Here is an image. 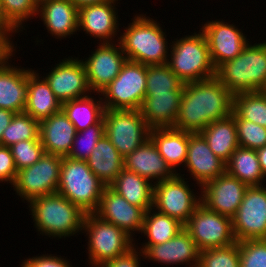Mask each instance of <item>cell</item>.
<instances>
[{
    "mask_svg": "<svg viewBox=\"0 0 266 267\" xmlns=\"http://www.w3.org/2000/svg\"><path fill=\"white\" fill-rule=\"evenodd\" d=\"M240 267H266V239L239 242Z\"/></svg>",
    "mask_w": 266,
    "mask_h": 267,
    "instance_id": "7bdbcfd3",
    "label": "cell"
},
{
    "mask_svg": "<svg viewBox=\"0 0 266 267\" xmlns=\"http://www.w3.org/2000/svg\"><path fill=\"white\" fill-rule=\"evenodd\" d=\"M200 30L203 32L211 60L215 68L223 62L234 59L249 44L243 31L236 25L220 21H207Z\"/></svg>",
    "mask_w": 266,
    "mask_h": 267,
    "instance_id": "2e32d148",
    "label": "cell"
},
{
    "mask_svg": "<svg viewBox=\"0 0 266 267\" xmlns=\"http://www.w3.org/2000/svg\"><path fill=\"white\" fill-rule=\"evenodd\" d=\"M21 267H72L69 261L66 260V257H58L53 254H43L40 256H33L31 258L25 259L21 265Z\"/></svg>",
    "mask_w": 266,
    "mask_h": 267,
    "instance_id": "f6af8a7d",
    "label": "cell"
},
{
    "mask_svg": "<svg viewBox=\"0 0 266 267\" xmlns=\"http://www.w3.org/2000/svg\"><path fill=\"white\" fill-rule=\"evenodd\" d=\"M105 135L125 158L150 138V128L139 110L105 109Z\"/></svg>",
    "mask_w": 266,
    "mask_h": 267,
    "instance_id": "9c48e42d",
    "label": "cell"
},
{
    "mask_svg": "<svg viewBox=\"0 0 266 267\" xmlns=\"http://www.w3.org/2000/svg\"><path fill=\"white\" fill-rule=\"evenodd\" d=\"M146 78L145 64L127 60L118 76L99 93L104 109L139 110L146 94Z\"/></svg>",
    "mask_w": 266,
    "mask_h": 267,
    "instance_id": "ba28073f",
    "label": "cell"
},
{
    "mask_svg": "<svg viewBox=\"0 0 266 267\" xmlns=\"http://www.w3.org/2000/svg\"><path fill=\"white\" fill-rule=\"evenodd\" d=\"M95 214L102 220L120 227L133 238L134 233L140 234L142 231L145 212L130 204L110 186H106Z\"/></svg>",
    "mask_w": 266,
    "mask_h": 267,
    "instance_id": "ac0fdd59",
    "label": "cell"
},
{
    "mask_svg": "<svg viewBox=\"0 0 266 267\" xmlns=\"http://www.w3.org/2000/svg\"><path fill=\"white\" fill-rule=\"evenodd\" d=\"M256 152L259 158L261 170L264 173V176L266 177V145L260 149H257Z\"/></svg>",
    "mask_w": 266,
    "mask_h": 267,
    "instance_id": "681fc988",
    "label": "cell"
},
{
    "mask_svg": "<svg viewBox=\"0 0 266 267\" xmlns=\"http://www.w3.org/2000/svg\"><path fill=\"white\" fill-rule=\"evenodd\" d=\"M150 138L171 169L178 173L176 168L185 165L188 151V132L175 128L150 129Z\"/></svg>",
    "mask_w": 266,
    "mask_h": 267,
    "instance_id": "f546056e",
    "label": "cell"
},
{
    "mask_svg": "<svg viewBox=\"0 0 266 267\" xmlns=\"http://www.w3.org/2000/svg\"><path fill=\"white\" fill-rule=\"evenodd\" d=\"M54 66L51 72L43 77L61 103L93 94L82 59L71 56Z\"/></svg>",
    "mask_w": 266,
    "mask_h": 267,
    "instance_id": "9a60e30c",
    "label": "cell"
},
{
    "mask_svg": "<svg viewBox=\"0 0 266 267\" xmlns=\"http://www.w3.org/2000/svg\"><path fill=\"white\" fill-rule=\"evenodd\" d=\"M233 112V94L214 76L184 83L174 128L200 133L209 123Z\"/></svg>",
    "mask_w": 266,
    "mask_h": 267,
    "instance_id": "6da1fadb",
    "label": "cell"
},
{
    "mask_svg": "<svg viewBox=\"0 0 266 267\" xmlns=\"http://www.w3.org/2000/svg\"><path fill=\"white\" fill-rule=\"evenodd\" d=\"M118 0H110L100 4L86 5L79 8L78 30H83L91 37L103 42H114L119 32L118 11L115 4ZM100 39V40H99Z\"/></svg>",
    "mask_w": 266,
    "mask_h": 267,
    "instance_id": "44dd1931",
    "label": "cell"
},
{
    "mask_svg": "<svg viewBox=\"0 0 266 267\" xmlns=\"http://www.w3.org/2000/svg\"><path fill=\"white\" fill-rule=\"evenodd\" d=\"M183 91L146 93L139 109L150 129L174 128Z\"/></svg>",
    "mask_w": 266,
    "mask_h": 267,
    "instance_id": "484cf974",
    "label": "cell"
},
{
    "mask_svg": "<svg viewBox=\"0 0 266 267\" xmlns=\"http://www.w3.org/2000/svg\"><path fill=\"white\" fill-rule=\"evenodd\" d=\"M110 187L144 212L153 208L154 183L137 173L123 169Z\"/></svg>",
    "mask_w": 266,
    "mask_h": 267,
    "instance_id": "4dcf8cb0",
    "label": "cell"
},
{
    "mask_svg": "<svg viewBox=\"0 0 266 267\" xmlns=\"http://www.w3.org/2000/svg\"><path fill=\"white\" fill-rule=\"evenodd\" d=\"M198 267H240L239 242L201 250Z\"/></svg>",
    "mask_w": 266,
    "mask_h": 267,
    "instance_id": "ab89813d",
    "label": "cell"
},
{
    "mask_svg": "<svg viewBox=\"0 0 266 267\" xmlns=\"http://www.w3.org/2000/svg\"><path fill=\"white\" fill-rule=\"evenodd\" d=\"M183 229L184 225L178 220L150 208L145 212L143 218L141 233H144L143 235L147 236L148 239V242H144L143 245H157L167 242Z\"/></svg>",
    "mask_w": 266,
    "mask_h": 267,
    "instance_id": "836d02e7",
    "label": "cell"
},
{
    "mask_svg": "<svg viewBox=\"0 0 266 267\" xmlns=\"http://www.w3.org/2000/svg\"><path fill=\"white\" fill-rule=\"evenodd\" d=\"M226 172L238 178L248 187L262 186L263 180H266L261 170L259 158L256 150L244 147H238L226 163Z\"/></svg>",
    "mask_w": 266,
    "mask_h": 267,
    "instance_id": "1f68e13d",
    "label": "cell"
},
{
    "mask_svg": "<svg viewBox=\"0 0 266 267\" xmlns=\"http://www.w3.org/2000/svg\"><path fill=\"white\" fill-rule=\"evenodd\" d=\"M91 94L69 100L62 103V110L72 122L76 131L85 130L87 127L97 124L104 114V105L102 98L95 99Z\"/></svg>",
    "mask_w": 266,
    "mask_h": 267,
    "instance_id": "d6a6232c",
    "label": "cell"
},
{
    "mask_svg": "<svg viewBox=\"0 0 266 267\" xmlns=\"http://www.w3.org/2000/svg\"><path fill=\"white\" fill-rule=\"evenodd\" d=\"M249 44L234 59L216 68L215 77L233 95L263 90L266 86V42Z\"/></svg>",
    "mask_w": 266,
    "mask_h": 267,
    "instance_id": "277c9868",
    "label": "cell"
},
{
    "mask_svg": "<svg viewBox=\"0 0 266 267\" xmlns=\"http://www.w3.org/2000/svg\"><path fill=\"white\" fill-rule=\"evenodd\" d=\"M183 176L179 172L171 179L154 184L153 208L185 225L201 204V196L194 194L189 181L186 182L188 178Z\"/></svg>",
    "mask_w": 266,
    "mask_h": 267,
    "instance_id": "8fae6325",
    "label": "cell"
},
{
    "mask_svg": "<svg viewBox=\"0 0 266 267\" xmlns=\"http://www.w3.org/2000/svg\"><path fill=\"white\" fill-rule=\"evenodd\" d=\"M15 49L16 47L10 36H0V64L8 58Z\"/></svg>",
    "mask_w": 266,
    "mask_h": 267,
    "instance_id": "7dc6e473",
    "label": "cell"
},
{
    "mask_svg": "<svg viewBox=\"0 0 266 267\" xmlns=\"http://www.w3.org/2000/svg\"><path fill=\"white\" fill-rule=\"evenodd\" d=\"M98 42L97 49L89 57L82 59L87 80L91 91L98 95L120 73L123 64L127 61L120 43Z\"/></svg>",
    "mask_w": 266,
    "mask_h": 267,
    "instance_id": "5bb4252c",
    "label": "cell"
},
{
    "mask_svg": "<svg viewBox=\"0 0 266 267\" xmlns=\"http://www.w3.org/2000/svg\"><path fill=\"white\" fill-rule=\"evenodd\" d=\"M86 162L106 186H110L124 169L123 157L106 135L97 142Z\"/></svg>",
    "mask_w": 266,
    "mask_h": 267,
    "instance_id": "83f0119b",
    "label": "cell"
},
{
    "mask_svg": "<svg viewBox=\"0 0 266 267\" xmlns=\"http://www.w3.org/2000/svg\"><path fill=\"white\" fill-rule=\"evenodd\" d=\"M200 134L207 141L212 152L225 163L239 147L233 113L226 118L209 123Z\"/></svg>",
    "mask_w": 266,
    "mask_h": 267,
    "instance_id": "f1b7e54d",
    "label": "cell"
},
{
    "mask_svg": "<svg viewBox=\"0 0 266 267\" xmlns=\"http://www.w3.org/2000/svg\"><path fill=\"white\" fill-rule=\"evenodd\" d=\"M240 147L257 150L266 145V128L245 119H235Z\"/></svg>",
    "mask_w": 266,
    "mask_h": 267,
    "instance_id": "60d3db41",
    "label": "cell"
},
{
    "mask_svg": "<svg viewBox=\"0 0 266 267\" xmlns=\"http://www.w3.org/2000/svg\"><path fill=\"white\" fill-rule=\"evenodd\" d=\"M22 140H40L39 121L29 114L15 113L7 128H5L1 146L10 147Z\"/></svg>",
    "mask_w": 266,
    "mask_h": 267,
    "instance_id": "8d00e7d4",
    "label": "cell"
},
{
    "mask_svg": "<svg viewBox=\"0 0 266 267\" xmlns=\"http://www.w3.org/2000/svg\"><path fill=\"white\" fill-rule=\"evenodd\" d=\"M82 233L88 236V258L91 267H100L104 263L126 254L135 244L123 229L102 220L95 213L86 214Z\"/></svg>",
    "mask_w": 266,
    "mask_h": 267,
    "instance_id": "52a82bcc",
    "label": "cell"
},
{
    "mask_svg": "<svg viewBox=\"0 0 266 267\" xmlns=\"http://www.w3.org/2000/svg\"><path fill=\"white\" fill-rule=\"evenodd\" d=\"M184 229L200 251L225 247L237 242L233 232L232 218L211 211L203 204L196 208L184 225Z\"/></svg>",
    "mask_w": 266,
    "mask_h": 267,
    "instance_id": "7c38bea8",
    "label": "cell"
},
{
    "mask_svg": "<svg viewBox=\"0 0 266 267\" xmlns=\"http://www.w3.org/2000/svg\"><path fill=\"white\" fill-rule=\"evenodd\" d=\"M143 259L164 263L165 265H190L198 267L200 250L189 233L183 229L167 242L157 245H142Z\"/></svg>",
    "mask_w": 266,
    "mask_h": 267,
    "instance_id": "ffe728a7",
    "label": "cell"
},
{
    "mask_svg": "<svg viewBox=\"0 0 266 267\" xmlns=\"http://www.w3.org/2000/svg\"><path fill=\"white\" fill-rule=\"evenodd\" d=\"M0 36H11L12 37V34H10V32L3 28L1 25H0Z\"/></svg>",
    "mask_w": 266,
    "mask_h": 267,
    "instance_id": "816d5d0a",
    "label": "cell"
},
{
    "mask_svg": "<svg viewBox=\"0 0 266 267\" xmlns=\"http://www.w3.org/2000/svg\"><path fill=\"white\" fill-rule=\"evenodd\" d=\"M106 185L91 171L86 161L63 157L57 193L86 214L95 213Z\"/></svg>",
    "mask_w": 266,
    "mask_h": 267,
    "instance_id": "8992f818",
    "label": "cell"
},
{
    "mask_svg": "<svg viewBox=\"0 0 266 267\" xmlns=\"http://www.w3.org/2000/svg\"><path fill=\"white\" fill-rule=\"evenodd\" d=\"M103 135H105V124L102 118L97 124L76 133L67 157L86 161Z\"/></svg>",
    "mask_w": 266,
    "mask_h": 267,
    "instance_id": "f35d334b",
    "label": "cell"
},
{
    "mask_svg": "<svg viewBox=\"0 0 266 267\" xmlns=\"http://www.w3.org/2000/svg\"><path fill=\"white\" fill-rule=\"evenodd\" d=\"M38 5L39 0H0V25L11 34L25 30L23 23L36 17Z\"/></svg>",
    "mask_w": 266,
    "mask_h": 267,
    "instance_id": "e575fe53",
    "label": "cell"
},
{
    "mask_svg": "<svg viewBox=\"0 0 266 267\" xmlns=\"http://www.w3.org/2000/svg\"><path fill=\"white\" fill-rule=\"evenodd\" d=\"M234 119H245L266 128V93L263 90L233 95Z\"/></svg>",
    "mask_w": 266,
    "mask_h": 267,
    "instance_id": "d590c367",
    "label": "cell"
},
{
    "mask_svg": "<svg viewBox=\"0 0 266 267\" xmlns=\"http://www.w3.org/2000/svg\"><path fill=\"white\" fill-rule=\"evenodd\" d=\"M14 115L13 111L0 108V145L3 132L9 126Z\"/></svg>",
    "mask_w": 266,
    "mask_h": 267,
    "instance_id": "c3c4849f",
    "label": "cell"
},
{
    "mask_svg": "<svg viewBox=\"0 0 266 267\" xmlns=\"http://www.w3.org/2000/svg\"><path fill=\"white\" fill-rule=\"evenodd\" d=\"M78 9L92 4H100L110 0H70Z\"/></svg>",
    "mask_w": 266,
    "mask_h": 267,
    "instance_id": "f907efd6",
    "label": "cell"
},
{
    "mask_svg": "<svg viewBox=\"0 0 266 267\" xmlns=\"http://www.w3.org/2000/svg\"><path fill=\"white\" fill-rule=\"evenodd\" d=\"M38 71L32 70L28 74V92L24 112L34 119L41 121L62 110L59 101L48 82Z\"/></svg>",
    "mask_w": 266,
    "mask_h": 267,
    "instance_id": "4316f807",
    "label": "cell"
},
{
    "mask_svg": "<svg viewBox=\"0 0 266 267\" xmlns=\"http://www.w3.org/2000/svg\"><path fill=\"white\" fill-rule=\"evenodd\" d=\"M14 53L16 50L0 64V108L22 113L27 101L28 74L33 69L11 65L9 59Z\"/></svg>",
    "mask_w": 266,
    "mask_h": 267,
    "instance_id": "7402d4cb",
    "label": "cell"
},
{
    "mask_svg": "<svg viewBox=\"0 0 266 267\" xmlns=\"http://www.w3.org/2000/svg\"><path fill=\"white\" fill-rule=\"evenodd\" d=\"M184 166L199 187L226 172V163L212 152L200 133L188 132V151Z\"/></svg>",
    "mask_w": 266,
    "mask_h": 267,
    "instance_id": "d6986e66",
    "label": "cell"
},
{
    "mask_svg": "<svg viewBox=\"0 0 266 267\" xmlns=\"http://www.w3.org/2000/svg\"><path fill=\"white\" fill-rule=\"evenodd\" d=\"M137 244L130 249L126 254L116 257L113 260H110L100 267H141V258L143 256V252L141 250H137ZM139 251V252H138Z\"/></svg>",
    "mask_w": 266,
    "mask_h": 267,
    "instance_id": "bcb514c9",
    "label": "cell"
},
{
    "mask_svg": "<svg viewBox=\"0 0 266 267\" xmlns=\"http://www.w3.org/2000/svg\"><path fill=\"white\" fill-rule=\"evenodd\" d=\"M248 186L227 172L200 188L201 204L207 209L233 218Z\"/></svg>",
    "mask_w": 266,
    "mask_h": 267,
    "instance_id": "e0dca14e",
    "label": "cell"
},
{
    "mask_svg": "<svg viewBox=\"0 0 266 267\" xmlns=\"http://www.w3.org/2000/svg\"><path fill=\"white\" fill-rule=\"evenodd\" d=\"M17 168L10 147L0 145V183L8 182L13 186Z\"/></svg>",
    "mask_w": 266,
    "mask_h": 267,
    "instance_id": "ee69618b",
    "label": "cell"
},
{
    "mask_svg": "<svg viewBox=\"0 0 266 267\" xmlns=\"http://www.w3.org/2000/svg\"><path fill=\"white\" fill-rule=\"evenodd\" d=\"M170 46L168 67L183 82H195L215 76L207 40L201 30L174 39ZM171 59V60H170Z\"/></svg>",
    "mask_w": 266,
    "mask_h": 267,
    "instance_id": "5b68a950",
    "label": "cell"
},
{
    "mask_svg": "<svg viewBox=\"0 0 266 267\" xmlns=\"http://www.w3.org/2000/svg\"><path fill=\"white\" fill-rule=\"evenodd\" d=\"M37 15L56 39L78 31L79 9L70 0H39Z\"/></svg>",
    "mask_w": 266,
    "mask_h": 267,
    "instance_id": "cb8c5ba5",
    "label": "cell"
},
{
    "mask_svg": "<svg viewBox=\"0 0 266 267\" xmlns=\"http://www.w3.org/2000/svg\"><path fill=\"white\" fill-rule=\"evenodd\" d=\"M184 83L167 64L147 66L146 93L183 91Z\"/></svg>",
    "mask_w": 266,
    "mask_h": 267,
    "instance_id": "74e56055",
    "label": "cell"
},
{
    "mask_svg": "<svg viewBox=\"0 0 266 267\" xmlns=\"http://www.w3.org/2000/svg\"><path fill=\"white\" fill-rule=\"evenodd\" d=\"M237 242L266 239V187L251 186L232 218Z\"/></svg>",
    "mask_w": 266,
    "mask_h": 267,
    "instance_id": "4fadbf2b",
    "label": "cell"
},
{
    "mask_svg": "<svg viewBox=\"0 0 266 267\" xmlns=\"http://www.w3.org/2000/svg\"><path fill=\"white\" fill-rule=\"evenodd\" d=\"M34 226L43 236L67 238L82 231L86 213L59 193L28 203Z\"/></svg>",
    "mask_w": 266,
    "mask_h": 267,
    "instance_id": "3957f363",
    "label": "cell"
},
{
    "mask_svg": "<svg viewBox=\"0 0 266 267\" xmlns=\"http://www.w3.org/2000/svg\"><path fill=\"white\" fill-rule=\"evenodd\" d=\"M76 133L63 110L39 121V138L45 153L67 157Z\"/></svg>",
    "mask_w": 266,
    "mask_h": 267,
    "instance_id": "d4e9b609",
    "label": "cell"
},
{
    "mask_svg": "<svg viewBox=\"0 0 266 267\" xmlns=\"http://www.w3.org/2000/svg\"><path fill=\"white\" fill-rule=\"evenodd\" d=\"M124 169L137 173L154 184L171 179L175 173L160 155L151 138L123 158Z\"/></svg>",
    "mask_w": 266,
    "mask_h": 267,
    "instance_id": "603a6c76",
    "label": "cell"
},
{
    "mask_svg": "<svg viewBox=\"0 0 266 267\" xmlns=\"http://www.w3.org/2000/svg\"><path fill=\"white\" fill-rule=\"evenodd\" d=\"M146 14L135 15L118 38L127 60L149 65L167 64L170 45L160 23Z\"/></svg>",
    "mask_w": 266,
    "mask_h": 267,
    "instance_id": "7a4b0ae2",
    "label": "cell"
},
{
    "mask_svg": "<svg viewBox=\"0 0 266 267\" xmlns=\"http://www.w3.org/2000/svg\"><path fill=\"white\" fill-rule=\"evenodd\" d=\"M63 157L44 153L32 166L17 171L12 187L22 201L57 193Z\"/></svg>",
    "mask_w": 266,
    "mask_h": 267,
    "instance_id": "30bf717a",
    "label": "cell"
},
{
    "mask_svg": "<svg viewBox=\"0 0 266 267\" xmlns=\"http://www.w3.org/2000/svg\"><path fill=\"white\" fill-rule=\"evenodd\" d=\"M17 171L32 166L44 155L40 140H22L10 146Z\"/></svg>",
    "mask_w": 266,
    "mask_h": 267,
    "instance_id": "b9f144b4",
    "label": "cell"
}]
</instances>
